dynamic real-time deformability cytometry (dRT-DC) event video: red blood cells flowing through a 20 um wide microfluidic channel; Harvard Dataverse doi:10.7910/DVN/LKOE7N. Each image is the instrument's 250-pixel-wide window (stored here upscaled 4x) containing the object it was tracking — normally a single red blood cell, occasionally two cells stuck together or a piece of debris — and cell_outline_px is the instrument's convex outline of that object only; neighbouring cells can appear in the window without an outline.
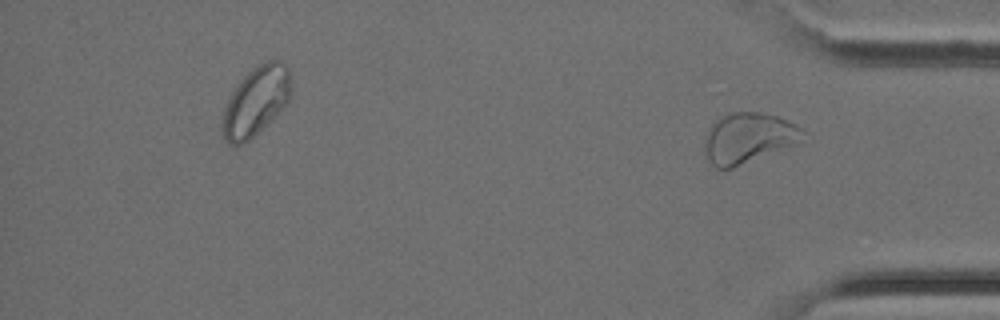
{"species": "Egyptian fruit bat (a non-hibernating species)", "species_latin": "Rousettus aegyptiacus", "temperature_condition": "cold", "stored_images_in_passage": 26, "segment_of_instrument_passage": [2, 2], "camera_frame_rate_fps": 3000, "um_per_image_px": 0.085, "animal": {"sex": "female"}, "frame": {"image": 1, "passage_image": 26, "time_ms": 8.333, "image_size_px": [1000, 320], "cell_outline_px": [[812, 136], [804, 144], [732, 168], [716, 168], [708, 160], [704, 148], [704, 136], [712, 124], [716, 120], [732, 112], [760, 112], [776, 116], [796, 124], [808, 132]], "centroid_in_image_um": [63.76, 11.75], "position_along_channel_um": 371.4, "area_um2": 30.0}}